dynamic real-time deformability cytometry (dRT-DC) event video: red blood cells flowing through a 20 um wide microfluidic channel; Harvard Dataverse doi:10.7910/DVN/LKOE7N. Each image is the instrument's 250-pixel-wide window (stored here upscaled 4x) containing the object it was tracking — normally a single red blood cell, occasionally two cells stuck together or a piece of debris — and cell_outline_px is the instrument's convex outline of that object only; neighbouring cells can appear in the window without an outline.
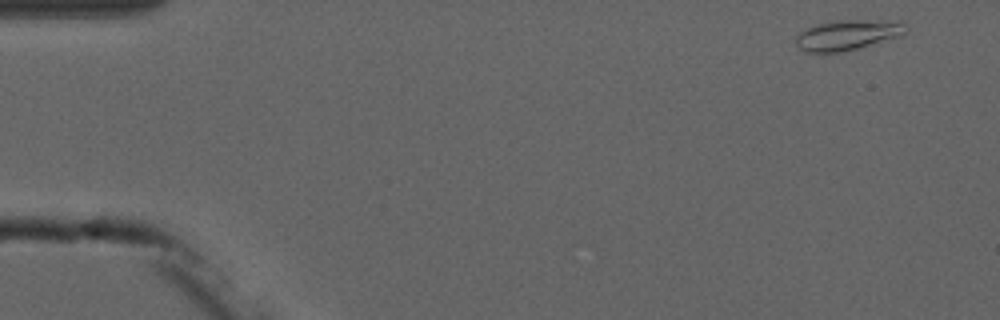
{"species": "common noctule bat (a hibernating species)", "species_latin": "Nyctalus noctula", "temperature_condition": "cold", "stored_images_in_passage": 9, "camera_frame_rate_fps": 3000, "um_per_image_px": 0.085, "animal": {"sex": "male", "forearm_length_mm": 52.5}, "frame": {"image": 1, "passage_image": 1, "time_ms": 0.0, "image_size_px": [1000, 320], "cell_outline_px": [[908, 32], [904, 36], [840, 52], [808, 52], [800, 48], [796, 44], [796, 36], [800, 32], [808, 28], [820, 24], [840, 20], [900, 20], [908, 24]], "centroid_in_image_um": [72.18, 2.95], "position_along_channel_um": 12.8, "area_um2": 19.48}}
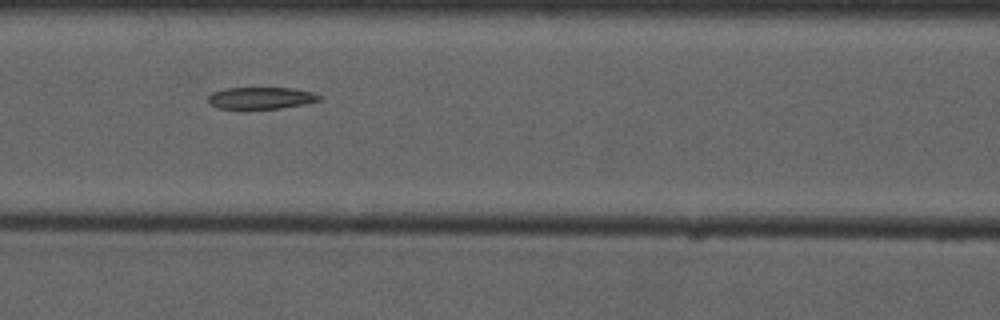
{"frame": {"image": 2, "passage_image": 7, "time_ms": 6.667, "image_size_px": [1000, 320], "cell_outline_px": [[324, 100], [304, 104], [280, 108], [216, 108], [208, 100], [208, 96], [212, 92], [228, 88], [292, 88], [312, 92], [320, 96]], "centroid_in_image_um": [22.22, 8.32], "position_along_channel_um": 144.4, "area_um2": 13.99}}
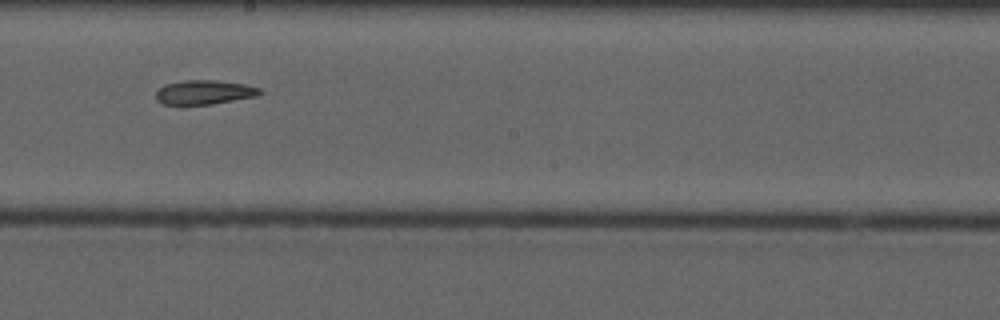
{"frame": {"image": 3, "passage_image": 9, "time_ms": 9.0, "image_size_px": [1000, 320], "cell_outline_px": [[264, 92], [256, 96], [212, 104], [164, 104], [156, 100], [156, 92], [164, 84], [184, 80], [216, 80], [244, 84], [260, 88]], "centroid_in_image_um": [17.37, 7.83], "position_along_channel_um": 230.8, "area_um2": 14.62}}